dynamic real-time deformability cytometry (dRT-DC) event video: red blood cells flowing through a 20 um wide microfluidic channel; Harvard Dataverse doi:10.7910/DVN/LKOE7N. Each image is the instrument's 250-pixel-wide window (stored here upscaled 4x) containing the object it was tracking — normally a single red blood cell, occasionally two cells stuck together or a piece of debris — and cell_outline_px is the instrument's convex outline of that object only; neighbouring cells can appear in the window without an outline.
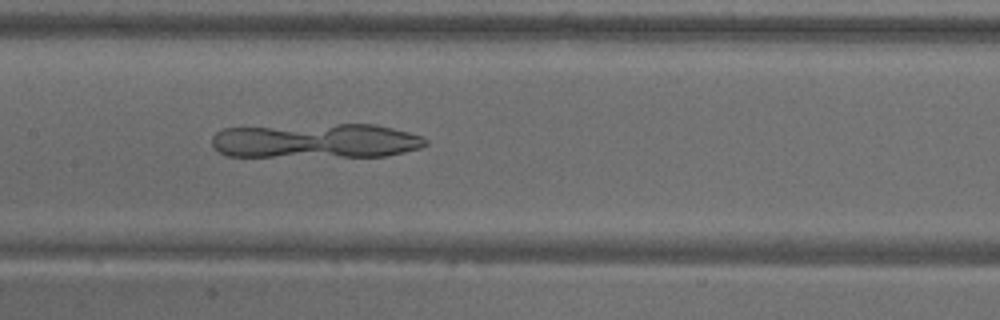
{"species": "common noctule bat (a hibernating species)", "species_latin": "Nyctalus noctula", "temperature_condition": "warm", "stored_images_in_passage": 50, "camera_frame_rate_fps": 3000, "um_per_image_px": 0.085, "animal": {"sex": "male", "body_mass_g": 18.8}, "frame": {"image": 1, "passage_image": 22, "time_ms": 7.0, "image_size_px": [1000, 320], "cell_outline_px": [[428, 144], [420, 148], [388, 156], [228, 156], [212, 148], [212, 136], [216, 132], [224, 128], [336, 124], [376, 124], [408, 132], [420, 136], [428, 140]], "centroid_in_image_um": [26.86, 11.97], "position_along_channel_um": 180.5, "area_um2": 43.12}}